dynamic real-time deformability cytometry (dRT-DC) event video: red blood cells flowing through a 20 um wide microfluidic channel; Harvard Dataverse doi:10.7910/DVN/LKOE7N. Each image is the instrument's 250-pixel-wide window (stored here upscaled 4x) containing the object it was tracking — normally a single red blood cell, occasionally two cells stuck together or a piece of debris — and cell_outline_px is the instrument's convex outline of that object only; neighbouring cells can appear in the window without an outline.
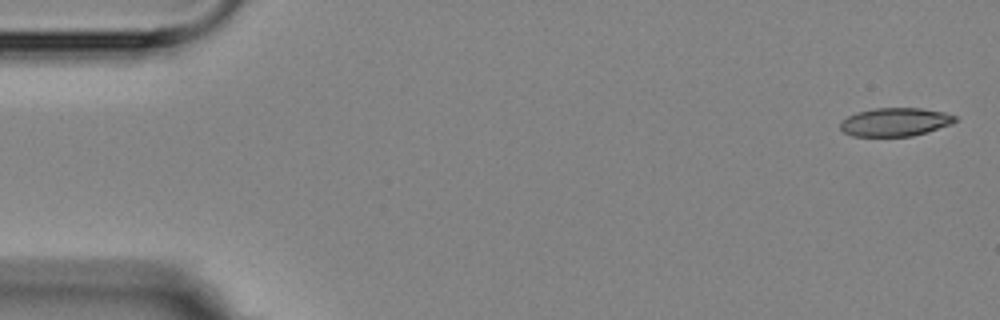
{"species": "Egyptian fruit bat (a non-hibernating species)", "species_latin": "Rousettus aegyptiacus", "temperature_condition": "room temperature", "stored_images_in_passage": 8, "camera_frame_rate_fps": 3000, "um_per_image_px": 0.085, "animal": {"sex": "female"}, "frame": {"image": 1, "passage_image": 1, "time_ms": 0.0, "image_size_px": [1000, 320], "cell_outline_px": [[956, 120], [952, 124], [928, 132], [912, 136], [852, 136], [844, 132], [840, 128], [840, 120], [856, 112], [876, 108], [920, 108], [944, 112], [956, 116]], "centroid_in_image_um": [76.08, 10.37], "position_along_channel_um": 8.9, "area_um2": 19.07}}
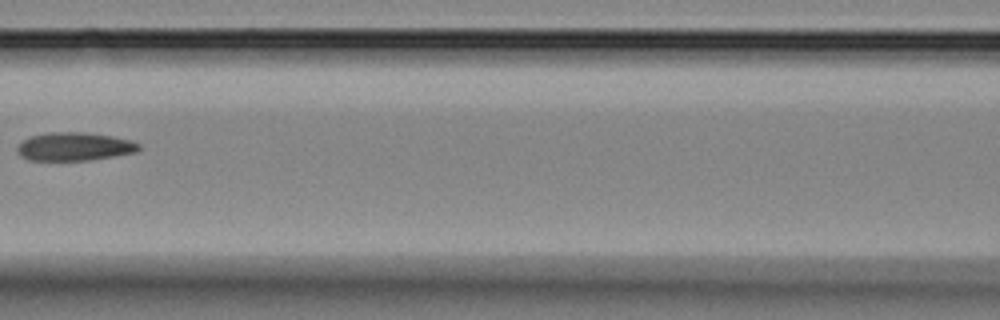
{"frame": {"image": 2, "passage_image": 7, "time_ms": 7.667, "image_size_px": [1000, 320], "cell_outline_px": [[140, 148], [136, 152], [116, 156], [88, 160], [28, 160], [20, 156], [16, 148], [24, 140], [32, 136], [52, 132], [80, 132], [112, 136], [132, 140], [140, 144]], "centroid_in_image_um": [6.35, 12.46], "position_along_channel_um": 160.2, "area_um2": 19.94}}
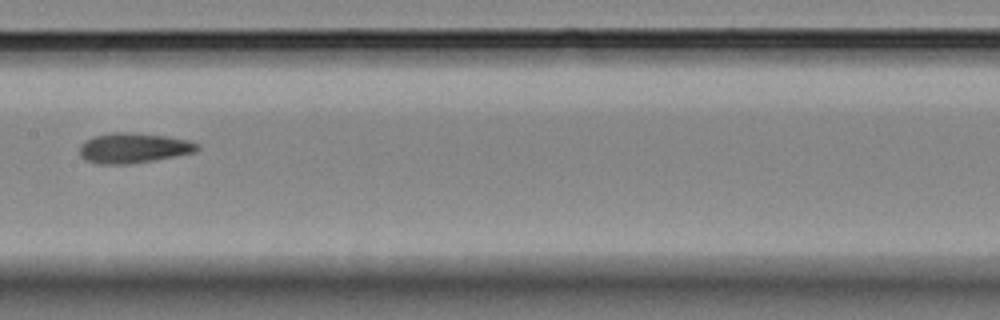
{"frame": {"image": 3, "passage_image": 8, "time_ms": 8.667, "image_size_px": [1000, 320], "cell_outline_px": [[200, 148], [196, 152], [176, 156], [128, 164], [100, 164], [84, 160], [80, 156], [80, 144], [84, 140], [96, 136], [112, 132], [128, 132], [164, 136], [188, 140], [200, 144]], "centroid_in_image_um": [11.34, 12.58], "position_along_channel_um": 196.1, "area_um2": 20.63}}